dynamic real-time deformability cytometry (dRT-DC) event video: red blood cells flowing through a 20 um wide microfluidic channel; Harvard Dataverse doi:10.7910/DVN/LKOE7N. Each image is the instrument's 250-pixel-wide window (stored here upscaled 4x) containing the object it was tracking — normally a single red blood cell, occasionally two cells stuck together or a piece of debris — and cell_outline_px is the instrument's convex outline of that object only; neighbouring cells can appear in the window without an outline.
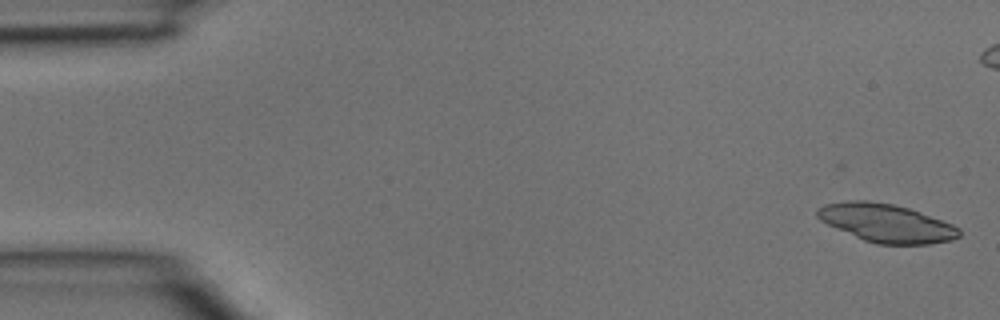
{"species": "common noctule bat (a hibernating species)", "species_latin": "Nyctalus noctula", "temperature_condition": "room temperature", "stored_images_in_passage": 41, "camera_frame_rate_fps": 3000, "um_per_image_px": 0.085, "animal": {"sex": "male", "body_mass_g": 15.6}, "frame": {"image": 1, "passage_image": 1, "time_ms": 0.0, "image_size_px": [1000, 320], "cell_outline_px": [[960, 236], [952, 240], [928, 244], [876, 244], [864, 240], [828, 224], [820, 220], [816, 216], [816, 208], [824, 204], [848, 200], [868, 200], [892, 204], [908, 208], [920, 212], [952, 224], [960, 228]], "centroid_in_image_um": [75.32, 18.95], "position_along_channel_um": 9.7, "area_um2": 31.5}}
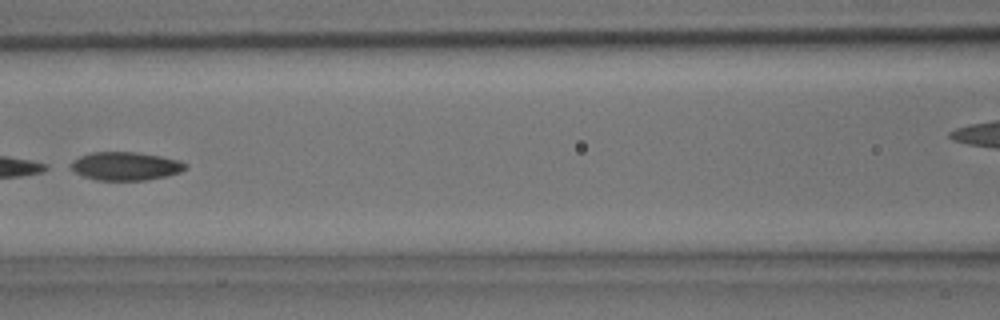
{"frame": {"image": 2, "passage_image": 18, "time_ms": 5.667, "image_size_px": [1000, 320], "cell_outline_px": [[188, 168], [180, 172], [168, 176], [144, 180], [96, 180], [84, 176], [76, 172], [64, 164], [80, 156], [92, 152], [136, 152], [160, 156], [180, 160], [188, 164]], "centroid_in_image_um": [10.65, 14.11], "position_along_channel_um": 155.9, "area_um2": 19.19}}